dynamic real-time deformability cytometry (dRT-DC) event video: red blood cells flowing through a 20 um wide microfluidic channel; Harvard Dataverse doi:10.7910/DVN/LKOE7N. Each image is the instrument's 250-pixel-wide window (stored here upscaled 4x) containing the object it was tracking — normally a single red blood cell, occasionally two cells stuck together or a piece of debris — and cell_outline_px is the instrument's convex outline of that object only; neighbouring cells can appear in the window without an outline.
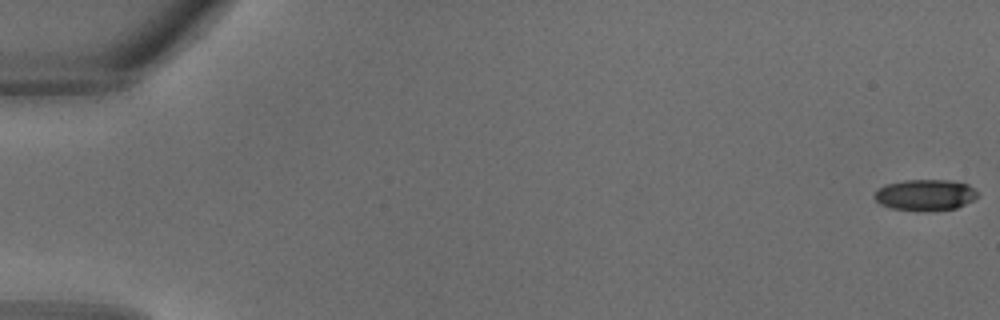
{"species": "common noctule bat (a hibernating species)", "species_latin": "Nyctalus noctula", "temperature_condition": "warm", "stored_images_in_passage": 4, "camera_frame_rate_fps": 3000, "um_per_image_px": 0.085, "animal": {"sex": "male", "body_mass_g": 18.8}, "frame": {"image": 1, "passage_image": 1, "time_ms": 0.0, "image_size_px": [1000, 320], "cell_outline_px": [[980, 196], [956, 208], [928, 212], [892, 208], [880, 204], [872, 196], [884, 184], [904, 180], [948, 180], [968, 184]], "centroid_in_image_um": [78.63, 16.58], "position_along_channel_um": 6.4, "area_um2": 18.79}}